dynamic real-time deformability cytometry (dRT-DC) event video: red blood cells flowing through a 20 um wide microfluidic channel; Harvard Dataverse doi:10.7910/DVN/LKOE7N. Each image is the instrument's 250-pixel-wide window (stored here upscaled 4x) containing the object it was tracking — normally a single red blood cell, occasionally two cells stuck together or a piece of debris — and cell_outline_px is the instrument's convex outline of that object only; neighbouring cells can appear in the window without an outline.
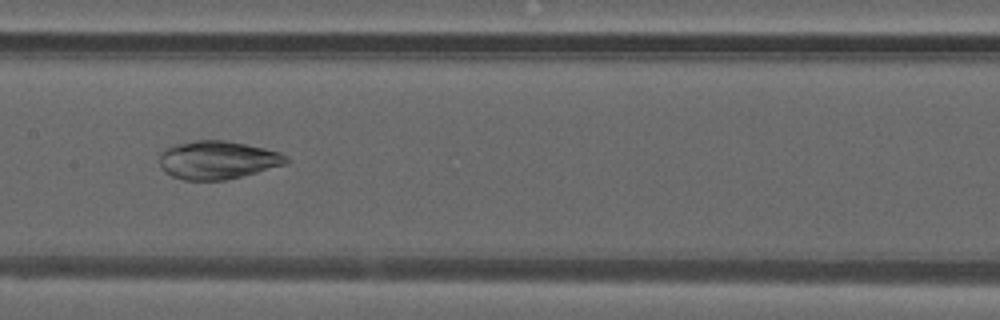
{"species": "common noctule bat (a hibernating species)", "species_latin": "Nyctalus noctula", "temperature_condition": "warm", "stored_images_in_passage": 49, "camera_frame_rate_fps": 3000, "um_per_image_px": 0.085, "animal": {"sex": "male", "forearm_length_mm": 52.5}, "frame": {"image": 1, "passage_image": 24, "time_ms": 7.667, "image_size_px": [1000, 320], "cell_outline_px": [[288, 160], [284, 164], [256, 172], [224, 180], [184, 180], [172, 176], [164, 172], [160, 168], [160, 152], [164, 148], [172, 144], [196, 140], [224, 140], [264, 148], [280, 152]], "centroid_in_image_um": [18.4, 13.59], "position_along_channel_um": 189.0, "area_um2": 28.09}}
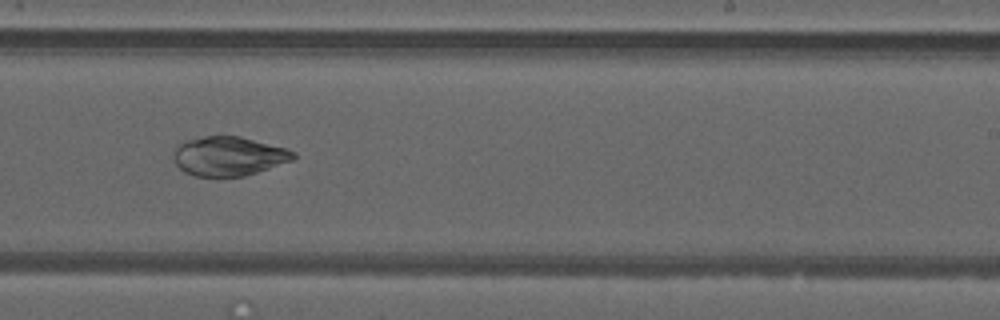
{"frame": {"image": 2, "passage_image": 30, "time_ms": 9.667, "image_size_px": [1000, 320], "cell_outline_px": [[296, 156], [292, 160], [244, 176], [196, 176], [184, 172], [176, 164], [176, 148], [184, 140], [204, 136], [240, 136], [288, 148], [296, 152]], "centroid_in_image_um": [19.47, 13.26], "position_along_channel_um": 269.5, "area_um2": 27.11}}
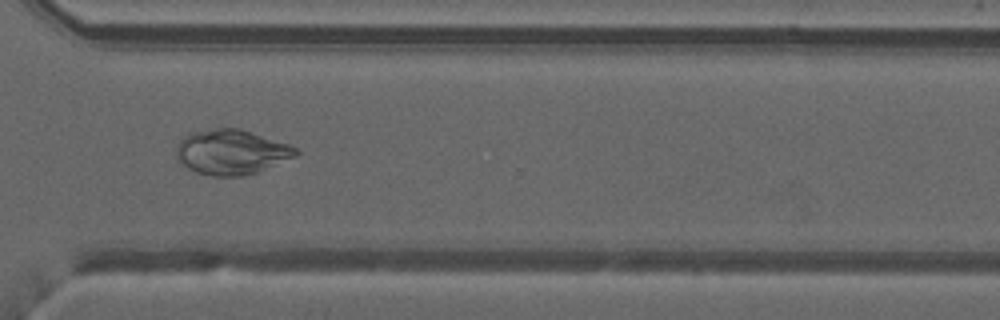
{"frame": {"image": 3, "passage_image": 36, "time_ms": 11.667, "image_size_px": [1000, 320], "cell_outline_px": [[300, 152], [296, 156], [256, 172], [244, 176], [212, 176], [196, 172], [188, 168], [176, 156], [176, 144], [184, 136], [192, 132], [220, 128], [240, 128], [300, 148]], "centroid_in_image_um": [19.68, 12.92], "position_along_channel_um": 350.9, "area_um2": 31.15}}